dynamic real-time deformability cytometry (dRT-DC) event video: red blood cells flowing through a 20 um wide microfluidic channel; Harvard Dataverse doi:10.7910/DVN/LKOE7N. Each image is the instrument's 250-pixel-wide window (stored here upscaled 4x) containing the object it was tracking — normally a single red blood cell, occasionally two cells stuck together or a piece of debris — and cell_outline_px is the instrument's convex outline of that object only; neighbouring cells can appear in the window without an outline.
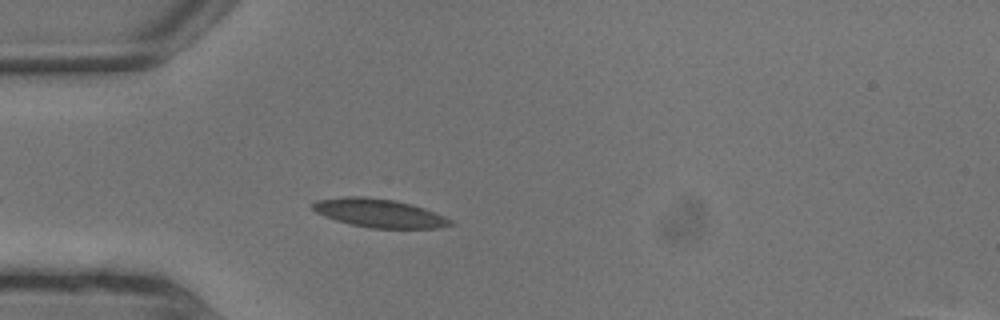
{"species": "common noctule bat (a hibernating species)", "species_latin": "Nyctalus noctula", "temperature_condition": "warm", "stored_images_in_passage": 3, "camera_frame_rate_fps": 3000, "um_per_image_px": 0.085, "animal": {"sex": "male", "body_mass_g": 13.3}, "frame": {"image": 1, "passage_image": 3, "time_ms": 0.667, "image_size_px": [1000, 320], "cell_outline_px": [[424, 224], [416, 228], [388, 228], [360, 224], [344, 220], [324, 212], [316, 204], [328, 200], [384, 200], [404, 204], [416, 208], [424, 212]], "centroid_in_image_um": [31.87, 18.11], "position_along_channel_um": 53.1, "area_um2": 16.18}}